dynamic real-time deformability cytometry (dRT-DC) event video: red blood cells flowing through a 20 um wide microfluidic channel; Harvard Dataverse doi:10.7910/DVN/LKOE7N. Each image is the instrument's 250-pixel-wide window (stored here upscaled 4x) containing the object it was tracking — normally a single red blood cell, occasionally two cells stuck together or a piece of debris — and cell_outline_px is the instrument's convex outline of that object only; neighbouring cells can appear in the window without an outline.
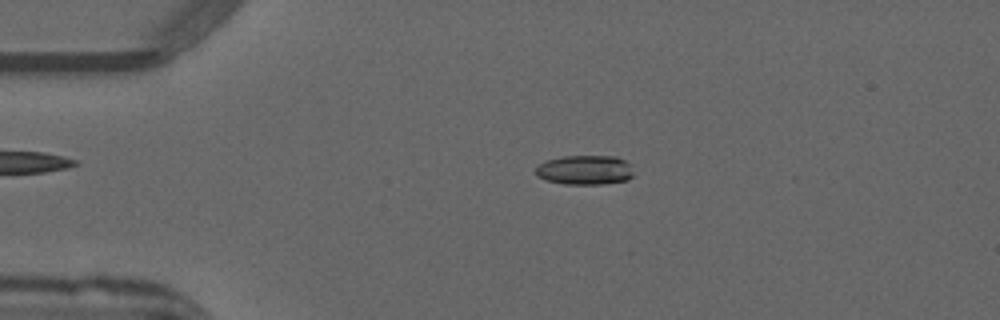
{"species": "common noctule bat (a hibernating species)", "species_latin": "Nyctalus noctula", "temperature_condition": "warm", "stored_images_in_passage": 51, "camera_frame_rate_fps": 3000, "um_per_image_px": 0.085, "animal": {"sex": "male", "forearm_length_mm": 52.5}, "frame": {"image": 1, "passage_image": 11, "time_ms": 3.333, "image_size_px": [1000, 320], "cell_outline_px": [[632, 176], [628, 180], [600, 184], [564, 184], [544, 180], [536, 176], [536, 168], [540, 164], [548, 160], [564, 156], [616, 156], [632, 164]], "centroid_in_image_um": [49.73, 14.45], "position_along_channel_um": 35.3, "area_um2": 16.88}}
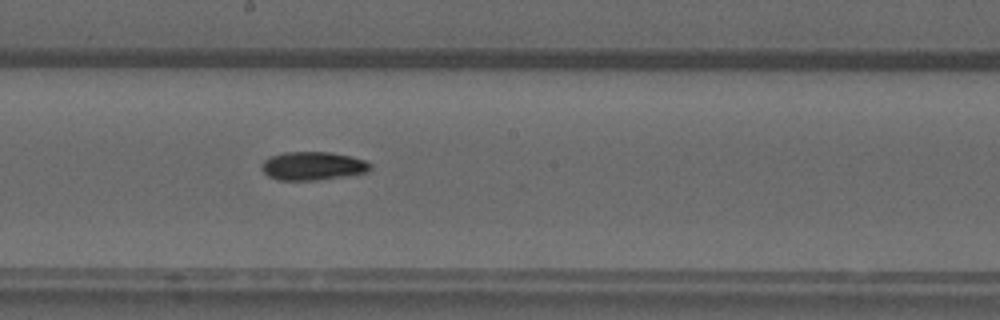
{"frame": {"image": 2, "passage_image": 28, "time_ms": 9.0, "image_size_px": [1000, 320], "cell_outline_px": [[372, 168], [368, 172], [348, 176], [316, 180], [280, 180], [268, 176], [264, 172], [260, 164], [264, 160], [272, 156], [284, 152], [328, 152], [352, 156], [364, 160], [372, 164]], "centroid_in_image_um": [26.62, 14.11], "position_along_channel_um": 221.6, "area_um2": 18.09}}
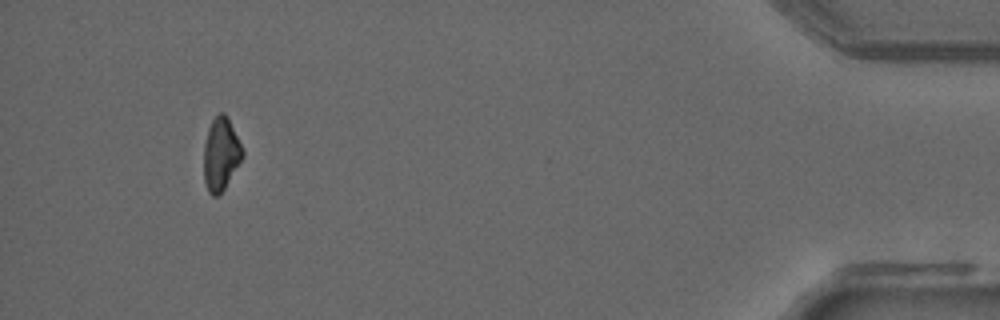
{"frame": {"image": 3, "passage_image": 48, "time_ms": 15.667, "image_size_px": [1000, 320], "cell_outline_px": [[244, 156], [224, 188], [216, 196], [212, 196], [208, 192], [204, 180], [204, 144], [208, 128], [212, 120], [220, 112], [224, 112], [228, 116], [244, 152]], "centroid_in_image_um": [18.77, 13.07], "position_along_channel_um": 416.4, "area_um2": 16.36}, "authors_computed_cell_mechanics": {"area_um2": 17.34, "velocity_mm_per_s": 4.0006, "shape_relaxation_time_tau1_ms": null, "shape_relaxation_time_tau2_ms": 8.7618, "deformation_change_tau1": null, "deformation_change_tau2": 0.1342}}